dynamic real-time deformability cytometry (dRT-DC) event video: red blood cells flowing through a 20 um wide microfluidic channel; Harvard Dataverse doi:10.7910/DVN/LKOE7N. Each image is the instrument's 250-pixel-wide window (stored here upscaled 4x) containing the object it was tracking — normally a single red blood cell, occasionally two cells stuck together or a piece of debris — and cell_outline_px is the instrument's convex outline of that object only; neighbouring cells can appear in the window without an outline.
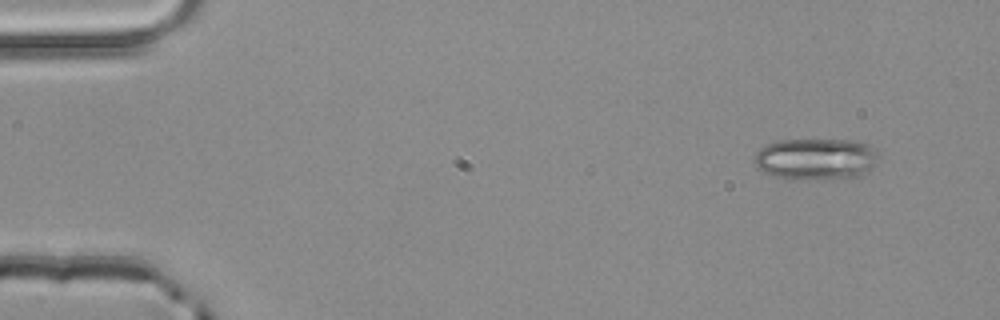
{"species": "common noctule bat (a hibernating species)", "species_latin": "Nyctalus noctula", "temperature_condition": "room temperature", "stored_images_in_passage": 3, "camera_frame_rate_fps": 3000, "um_per_image_px": 0.085, "animal": {"sex": "male", "body_mass_g": 20.4}, "frame": {"image": 1, "passage_image": 1, "time_ms": 0.0, "image_size_px": [1000, 320], "cell_outline_px": [[876, 164], [864, 176], [824, 180], [796, 180], [776, 176], [760, 168], [756, 164], [756, 152], [760, 148], [776, 140], [856, 140], [868, 144], [876, 152]], "centroid_in_image_um": [69.41, 13.53], "position_along_channel_um": 15.6, "area_um2": 30.23}}